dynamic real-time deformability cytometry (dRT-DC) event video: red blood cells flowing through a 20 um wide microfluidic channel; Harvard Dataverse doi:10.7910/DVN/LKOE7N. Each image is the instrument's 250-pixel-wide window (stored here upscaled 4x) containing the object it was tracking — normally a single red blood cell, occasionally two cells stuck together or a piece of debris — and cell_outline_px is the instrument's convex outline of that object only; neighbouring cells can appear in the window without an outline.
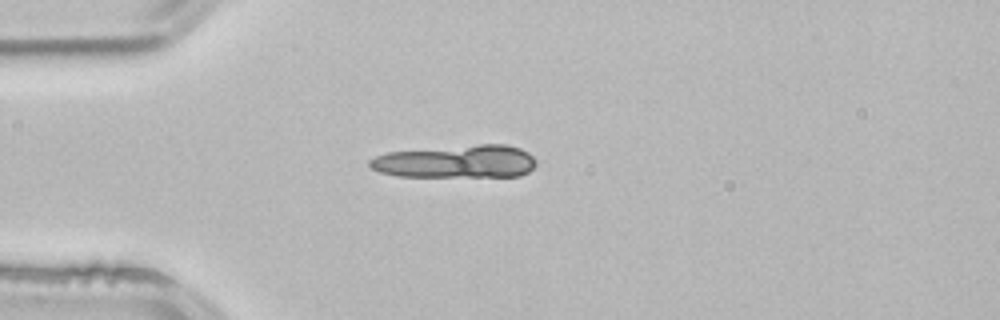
{"species": "common noctule bat (a hibernating species)", "species_latin": "Nyctalus noctula", "temperature_condition": "room temperature", "stored_images_in_passage": 3, "camera_frame_rate_fps": 3000, "um_per_image_px": 0.085, "animal": {"sex": "male", "body_mass_g": 21.5, "forearm_length_mm": 52.0}, "frame": {"image": 1, "passage_image": 3, "time_ms": 0.667, "image_size_px": [1000, 320], "cell_outline_px": [[536, 164], [528, 172], [520, 176], [400, 176], [380, 172], [372, 168], [368, 164], [368, 160], [376, 156], [388, 152], [480, 144], [504, 144], [520, 148], [528, 152], [536, 160]], "centroid_in_image_um": [38.8, 13.73], "position_along_channel_um": 46.2, "area_um2": 31.73}}